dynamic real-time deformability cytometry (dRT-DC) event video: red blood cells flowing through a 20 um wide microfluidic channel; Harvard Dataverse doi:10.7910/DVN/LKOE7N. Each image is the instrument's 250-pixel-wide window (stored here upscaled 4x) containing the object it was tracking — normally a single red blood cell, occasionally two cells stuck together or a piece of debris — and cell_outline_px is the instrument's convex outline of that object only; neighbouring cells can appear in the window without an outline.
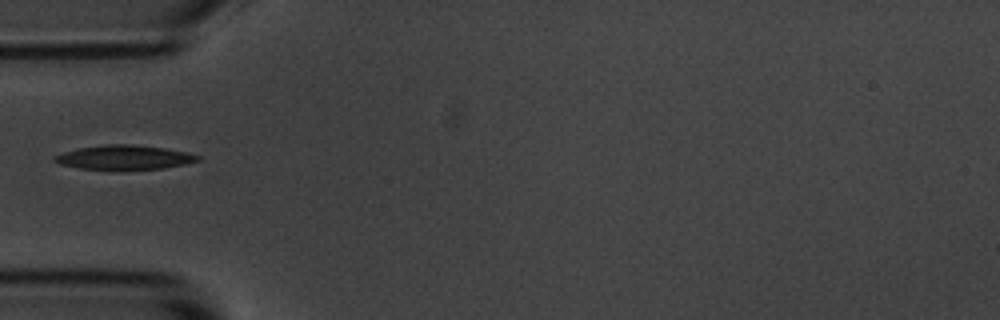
{"species": "common noctule bat (a hibernating species)", "species_latin": "Nyctalus noctula", "temperature_condition": "room temperature", "stored_images_in_passage": 38, "camera_frame_rate_fps": 3000, "um_per_image_px": 0.085, "animal": {"sex": "male", "body_mass_g": 20.1, "forearm_length_mm": 53.5}, "frame": {"image": 1, "passage_image": 1, "time_ms": 0.0, "image_size_px": [1000, 320], "cell_outline_px": [[200, 160], [184, 164], [164, 168], [80, 168], [60, 164], [52, 160], [52, 156], [64, 152], [80, 148], [104, 144], [128, 144], [164, 148], [188, 152], [200, 156]], "centroid_in_image_um": [10.56, 13.35], "position_along_channel_um": 74.4, "area_um2": 19.71}}
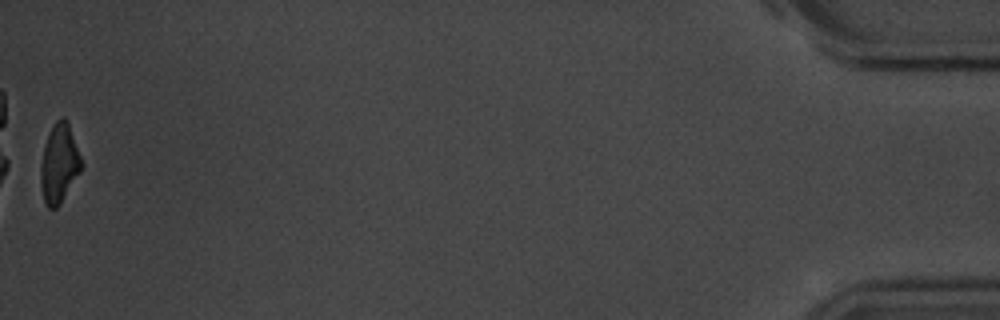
{"frame": {"image": 2, "passage_image": 38, "time_ms": 12.333, "image_size_px": [1000, 320], "cell_outline_px": [[84, 164], [80, 172], [60, 204], [56, 208], [48, 208], [44, 200], [40, 180], [40, 164], [44, 144], [52, 124], [60, 116], [64, 116], [68, 124]], "centroid_in_image_um": [5.03, 13.88], "position_along_channel_um": 430.2, "area_um2": 18.79}}